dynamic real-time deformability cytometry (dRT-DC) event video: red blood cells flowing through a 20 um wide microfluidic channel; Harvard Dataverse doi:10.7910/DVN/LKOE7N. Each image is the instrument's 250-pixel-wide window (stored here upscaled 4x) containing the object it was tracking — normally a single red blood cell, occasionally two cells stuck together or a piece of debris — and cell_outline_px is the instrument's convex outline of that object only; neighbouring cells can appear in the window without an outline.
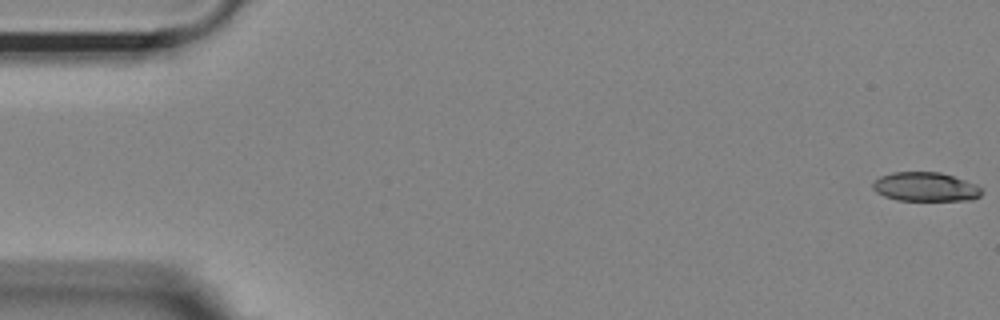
{"species": "Egyptian fruit bat (a non-hibernating species)", "species_latin": "Rousettus aegyptiacus", "temperature_condition": "room temperature", "stored_images_in_passage": 54, "camera_frame_rate_fps": 3000, "um_per_image_px": 0.085, "animal": {"sex": "female"}, "frame": {"image": 1, "passage_image": 1, "time_ms": 0.0, "image_size_px": [1000, 320], "cell_outline_px": [[980, 196], [972, 200], [896, 200], [884, 196], [876, 192], [872, 188], [872, 184], [880, 176], [892, 172], [940, 172], [976, 184], [980, 188]], "centroid_in_image_um": [78.63, 15.88], "position_along_channel_um": 6.4, "area_um2": 18.32}}
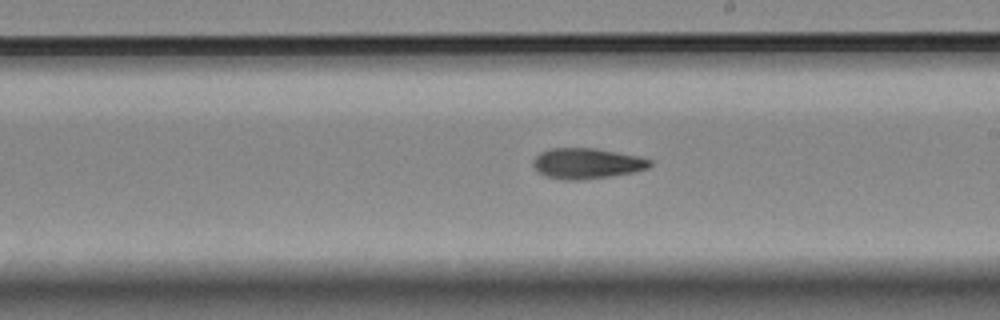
{"frame": {"image": 2, "passage_image": 31, "time_ms": 10.0, "image_size_px": [1000, 320], "cell_outline_px": [[652, 164], [648, 168], [632, 172], [608, 176], [580, 180], [564, 180], [544, 176], [536, 172], [532, 164], [532, 160], [540, 152], [552, 148], [596, 148], [636, 156], [652, 160]], "centroid_in_image_um": [49.81, 13.89], "position_along_channel_um": 239.2, "area_um2": 20.81}}
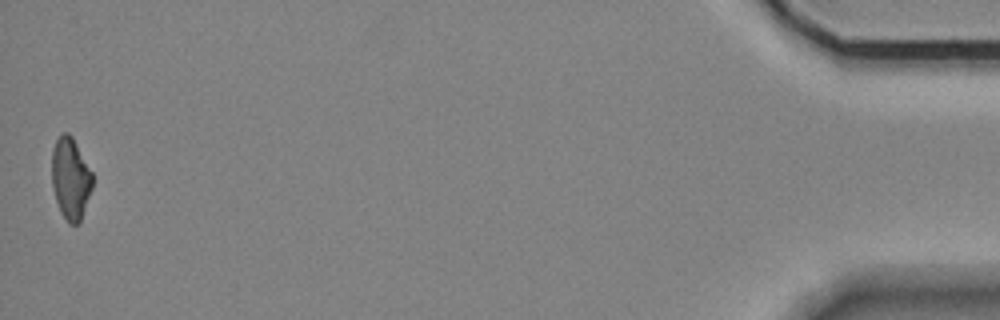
{"frame": {"image": 3, "passage_image": 54, "time_ms": 17.667, "image_size_px": [1000, 320], "cell_outline_px": [[92, 188], [80, 224], [68, 224], [60, 212], [52, 188], [52, 148], [56, 140], [64, 132], [68, 132], [72, 136], [92, 172]], "centroid_in_image_um": [5.99, 15.2], "position_along_channel_um": 429.2, "area_um2": 19.48}, "authors_computed_cell_mechanics": {"area_um2": 20.0277, "velocity_mm_per_s": 3.6996, "shape_relaxation_time_tau1_ms": null, "shape_relaxation_time_tau2_ms": 9.5765, "deformation_change_tau1": null, "deformation_change_tau2": 0.2086}}